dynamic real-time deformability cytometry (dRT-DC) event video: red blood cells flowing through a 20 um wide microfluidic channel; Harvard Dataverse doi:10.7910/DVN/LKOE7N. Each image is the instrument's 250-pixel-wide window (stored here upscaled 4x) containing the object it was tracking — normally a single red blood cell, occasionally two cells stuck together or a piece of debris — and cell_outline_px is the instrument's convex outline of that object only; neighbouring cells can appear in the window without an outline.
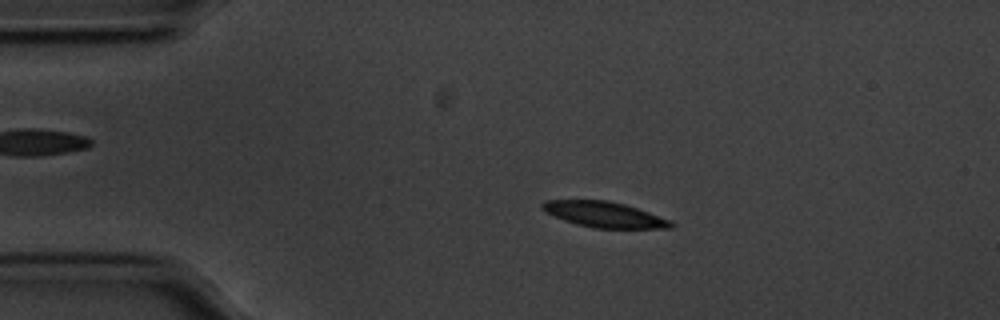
{"species": "common noctule bat (a hibernating species)", "species_latin": "Nyctalus noctula", "temperature_condition": "cold", "stored_images_in_passage": 51, "camera_frame_rate_fps": 3000, "um_per_image_px": 0.085, "animal": {"sex": "male", "body_mass_g": 20.1, "forearm_length_mm": 53.5}, "frame": {"image": 1, "passage_image": 6, "time_ms": 1.667, "image_size_px": [1000, 320], "cell_outline_px": [[676, 224], [672, 228], [596, 228], [576, 224], [564, 220], [544, 212], [540, 208], [540, 204], [544, 200], [608, 200], [624, 204], [672, 220]], "centroid_in_image_um": [51.35, 18.23], "position_along_channel_um": 33.7, "area_um2": 19.31}}
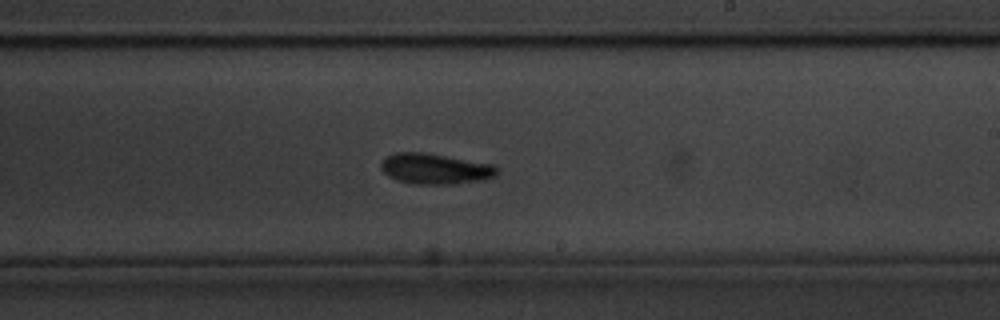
{"frame": {"image": 2, "passage_image": 28, "time_ms": 9.0, "image_size_px": [1000, 320], "cell_outline_px": [[500, 168], [496, 176], [484, 180], [452, 184], [412, 184], [396, 180], [388, 176], [380, 168], [380, 164], [388, 156], [396, 152], [420, 152], [496, 164]], "centroid_in_image_um": [37.03, 14.36], "position_along_channel_um": 252.0, "area_um2": 20.87}}
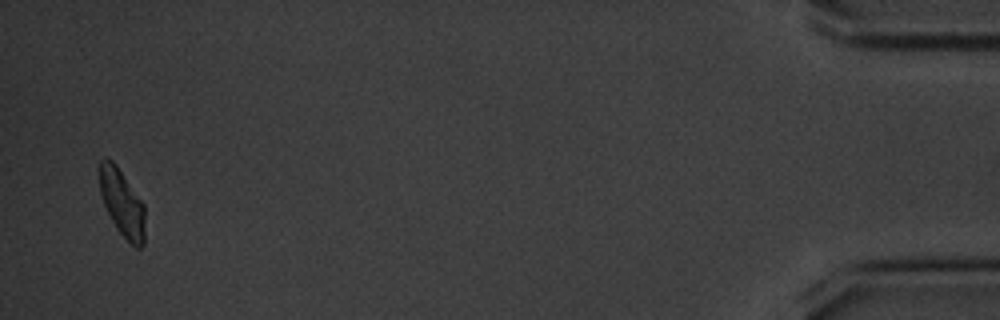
{"frame": {"image": 3, "passage_image": 50, "time_ms": 16.333, "image_size_px": [1000, 320], "cell_outline_px": [[144, 244], [140, 248], [136, 248], [116, 228], [104, 204], [100, 192], [100, 160], [104, 156], [108, 156], [116, 164], [144, 204]], "centroid_in_image_um": [10.38, 17.22], "position_along_channel_um": 424.8, "area_um2": 17.57}, "authors_computed_cell_mechanics": {"area_um2": 19.652, "velocity_mm_per_s": 3.5135, "shape_relaxation_time_tau1_ms": 2.6019, "shape_relaxation_time_tau2_ms": 9.0637, "deformation_change_tau1": 0.1044, "deformation_change_tau2": 0.1748}}